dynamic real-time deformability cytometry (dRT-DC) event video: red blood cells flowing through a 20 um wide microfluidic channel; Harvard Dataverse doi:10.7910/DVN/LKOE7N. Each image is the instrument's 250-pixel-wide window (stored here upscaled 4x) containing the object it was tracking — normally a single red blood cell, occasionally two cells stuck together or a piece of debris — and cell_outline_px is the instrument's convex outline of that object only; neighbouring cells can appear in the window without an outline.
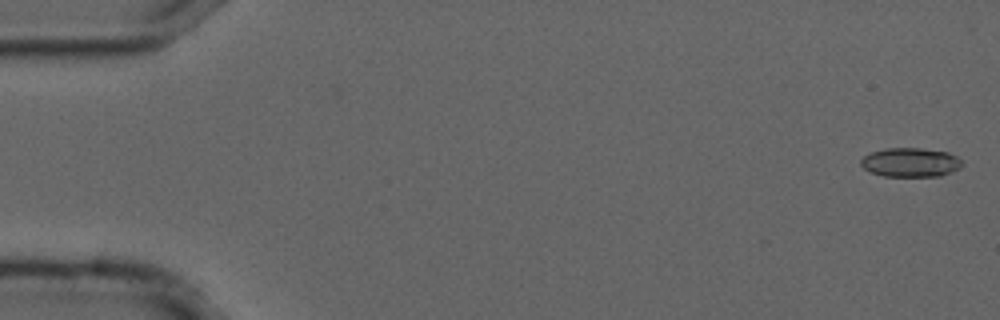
{"species": "common noctule bat (a hibernating species)", "species_latin": "Nyctalus noctula", "temperature_condition": "cold", "stored_images_in_passage": 56, "camera_frame_rate_fps": 3000, "um_per_image_px": 0.085, "animal": {"sex": "male", "forearm_length_mm": 52.5}, "frame": {"image": 1, "passage_image": 2, "time_ms": 0.333, "image_size_px": [1000, 320], "cell_outline_px": [[964, 164], [960, 168], [952, 172], [940, 176], [884, 176], [872, 172], [864, 168], [860, 164], [860, 160], [864, 156], [872, 152], [884, 148], [920, 148], [948, 152], [956, 156]], "centroid_in_image_um": [77.41, 13.8], "position_along_channel_um": 7.6, "area_um2": 17.17}}
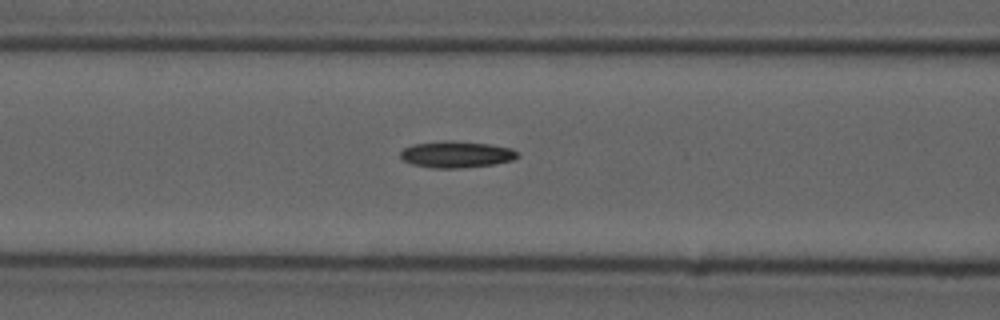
{"frame": {"image": 2, "passage_image": 23, "time_ms": 7.333, "image_size_px": [1000, 320], "cell_outline_px": [[520, 156], [512, 160], [496, 164], [460, 168], [436, 168], [412, 164], [404, 160], [400, 156], [400, 152], [404, 148], [412, 144], [444, 140], [448, 140], [488, 144], [512, 148], [520, 152]], "centroid_in_image_um": [38.82, 13.12], "position_along_channel_um": 127.8, "area_um2": 18.21}}
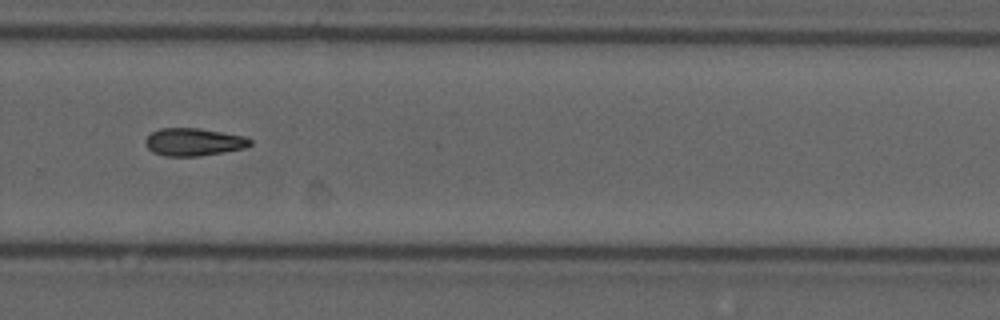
{"frame": {"image": 3, "passage_image": 38, "time_ms": 12.333, "image_size_px": [1000, 320], "cell_outline_px": [[252, 144], [244, 148], [224, 152], [200, 156], [164, 156], [152, 152], [148, 148], [144, 140], [152, 132], [160, 128], [200, 128], [244, 136], [252, 140]], "centroid_in_image_um": [16.46, 12.07], "position_along_channel_um": 313.3, "area_um2": 16.94}}